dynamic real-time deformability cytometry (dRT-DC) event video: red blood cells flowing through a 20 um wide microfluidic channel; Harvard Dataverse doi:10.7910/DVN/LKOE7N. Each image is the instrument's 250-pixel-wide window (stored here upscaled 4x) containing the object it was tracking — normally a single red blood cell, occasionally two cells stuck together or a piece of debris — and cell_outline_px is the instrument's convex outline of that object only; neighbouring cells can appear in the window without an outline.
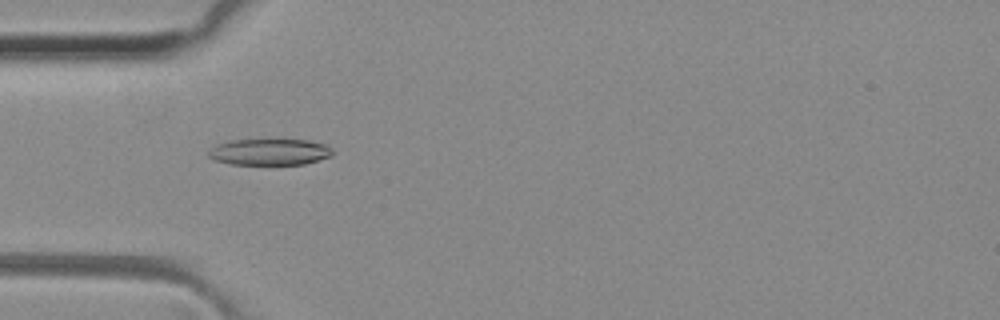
{"species": "common noctule bat (a hibernating species)", "species_latin": "Nyctalus noctula", "temperature_condition": "room temperature", "stored_images_in_passage": 41, "camera_frame_rate_fps": 3000, "um_per_image_px": 0.085, "animal": {"sex": "female", "body_mass_g": 29.2, "forearm_length_mm": 56.3}, "frame": {"image": 1, "passage_image": 7, "time_ms": 2.0, "image_size_px": [1000, 320], "cell_outline_px": [[332, 156], [304, 164], [232, 164], [212, 160], [208, 156], [208, 152], [216, 144], [228, 140], [308, 140], [328, 144], [332, 148]], "centroid_in_image_um": [22.92, 12.91], "position_along_channel_um": 62.1, "area_um2": 19.13}}
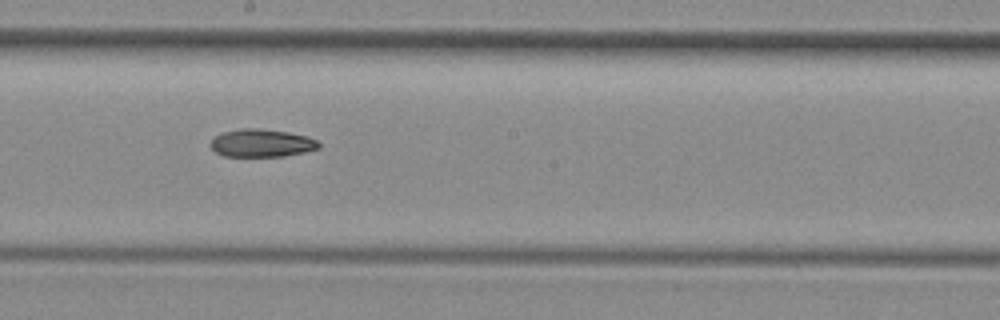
{"frame": {"image": 2, "passage_image": 19, "time_ms": 6.0, "image_size_px": [1000, 320], "cell_outline_px": [[320, 148], [304, 152], [284, 156], [224, 156], [216, 152], [208, 144], [216, 136], [224, 132], [240, 128], [256, 128], [288, 132], [308, 136], [316, 140], [320, 144]], "centroid_in_image_um": [22.24, 12.16], "position_along_channel_um": 226.0, "area_um2": 17.51}}
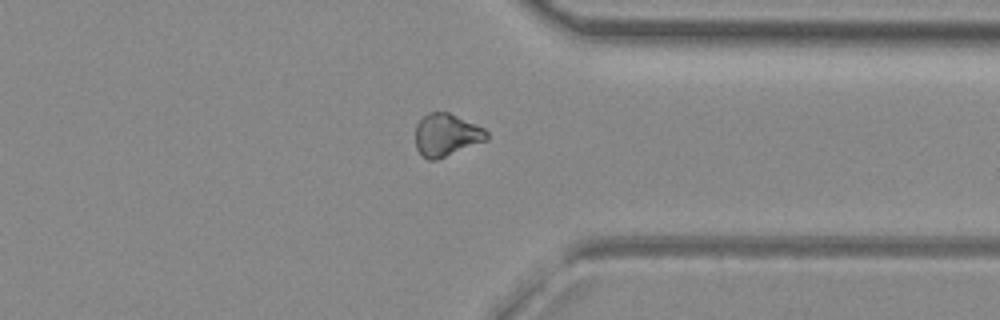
{"frame": {"image": 3, "passage_image": 30, "time_ms": 9.667, "image_size_px": [1000, 320], "cell_outline_px": [[488, 140], [436, 160], [428, 160], [416, 148], [416, 124], [428, 112], [448, 112], [476, 124], [484, 128], [488, 132]], "centroid_in_image_um": [37.96, 11.47], "position_along_channel_um": 373.4, "area_um2": 17.63}}